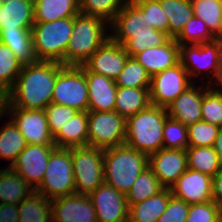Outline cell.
Here are the masks:
<instances>
[{
    "mask_svg": "<svg viewBox=\"0 0 222 222\" xmlns=\"http://www.w3.org/2000/svg\"><path fill=\"white\" fill-rule=\"evenodd\" d=\"M164 187L159 182V179L153 173L152 169L148 166L136 178L132 188L126 193V200L128 206L142 202L149 197L154 196Z\"/></svg>",
    "mask_w": 222,
    "mask_h": 222,
    "instance_id": "cell-34",
    "label": "cell"
},
{
    "mask_svg": "<svg viewBox=\"0 0 222 222\" xmlns=\"http://www.w3.org/2000/svg\"><path fill=\"white\" fill-rule=\"evenodd\" d=\"M151 77L179 63V44L170 38L165 44L147 48L133 56Z\"/></svg>",
    "mask_w": 222,
    "mask_h": 222,
    "instance_id": "cell-21",
    "label": "cell"
},
{
    "mask_svg": "<svg viewBox=\"0 0 222 222\" xmlns=\"http://www.w3.org/2000/svg\"><path fill=\"white\" fill-rule=\"evenodd\" d=\"M150 104L149 89L117 87L114 110L125 120Z\"/></svg>",
    "mask_w": 222,
    "mask_h": 222,
    "instance_id": "cell-29",
    "label": "cell"
},
{
    "mask_svg": "<svg viewBox=\"0 0 222 222\" xmlns=\"http://www.w3.org/2000/svg\"><path fill=\"white\" fill-rule=\"evenodd\" d=\"M171 196L170 188H163L154 196L129 206L128 222H157Z\"/></svg>",
    "mask_w": 222,
    "mask_h": 222,
    "instance_id": "cell-27",
    "label": "cell"
},
{
    "mask_svg": "<svg viewBox=\"0 0 222 222\" xmlns=\"http://www.w3.org/2000/svg\"><path fill=\"white\" fill-rule=\"evenodd\" d=\"M26 146L25 138L9 119L0 129V159H7L10 166Z\"/></svg>",
    "mask_w": 222,
    "mask_h": 222,
    "instance_id": "cell-35",
    "label": "cell"
},
{
    "mask_svg": "<svg viewBox=\"0 0 222 222\" xmlns=\"http://www.w3.org/2000/svg\"><path fill=\"white\" fill-rule=\"evenodd\" d=\"M33 0H13L0 4V31L32 28Z\"/></svg>",
    "mask_w": 222,
    "mask_h": 222,
    "instance_id": "cell-23",
    "label": "cell"
},
{
    "mask_svg": "<svg viewBox=\"0 0 222 222\" xmlns=\"http://www.w3.org/2000/svg\"><path fill=\"white\" fill-rule=\"evenodd\" d=\"M7 105H8V90L2 84H0V118L3 117Z\"/></svg>",
    "mask_w": 222,
    "mask_h": 222,
    "instance_id": "cell-51",
    "label": "cell"
},
{
    "mask_svg": "<svg viewBox=\"0 0 222 222\" xmlns=\"http://www.w3.org/2000/svg\"><path fill=\"white\" fill-rule=\"evenodd\" d=\"M194 16L204 21L214 36L222 35V0H190Z\"/></svg>",
    "mask_w": 222,
    "mask_h": 222,
    "instance_id": "cell-36",
    "label": "cell"
},
{
    "mask_svg": "<svg viewBox=\"0 0 222 222\" xmlns=\"http://www.w3.org/2000/svg\"><path fill=\"white\" fill-rule=\"evenodd\" d=\"M128 0H79L80 13L96 16L110 24Z\"/></svg>",
    "mask_w": 222,
    "mask_h": 222,
    "instance_id": "cell-38",
    "label": "cell"
},
{
    "mask_svg": "<svg viewBox=\"0 0 222 222\" xmlns=\"http://www.w3.org/2000/svg\"><path fill=\"white\" fill-rule=\"evenodd\" d=\"M21 69L22 65L17 60L16 55L8 46L0 42V84L9 91Z\"/></svg>",
    "mask_w": 222,
    "mask_h": 222,
    "instance_id": "cell-41",
    "label": "cell"
},
{
    "mask_svg": "<svg viewBox=\"0 0 222 222\" xmlns=\"http://www.w3.org/2000/svg\"><path fill=\"white\" fill-rule=\"evenodd\" d=\"M107 24V25H106ZM109 24L100 17L79 13L73 17V30L64 54V66H81L110 37Z\"/></svg>",
    "mask_w": 222,
    "mask_h": 222,
    "instance_id": "cell-4",
    "label": "cell"
},
{
    "mask_svg": "<svg viewBox=\"0 0 222 222\" xmlns=\"http://www.w3.org/2000/svg\"><path fill=\"white\" fill-rule=\"evenodd\" d=\"M35 192L50 200L76 193L71 149L56 147L51 152L45 176Z\"/></svg>",
    "mask_w": 222,
    "mask_h": 222,
    "instance_id": "cell-6",
    "label": "cell"
},
{
    "mask_svg": "<svg viewBox=\"0 0 222 222\" xmlns=\"http://www.w3.org/2000/svg\"><path fill=\"white\" fill-rule=\"evenodd\" d=\"M0 222H19L18 204L0 203Z\"/></svg>",
    "mask_w": 222,
    "mask_h": 222,
    "instance_id": "cell-48",
    "label": "cell"
},
{
    "mask_svg": "<svg viewBox=\"0 0 222 222\" xmlns=\"http://www.w3.org/2000/svg\"><path fill=\"white\" fill-rule=\"evenodd\" d=\"M202 121L222 128V88L210 85L201 104Z\"/></svg>",
    "mask_w": 222,
    "mask_h": 222,
    "instance_id": "cell-39",
    "label": "cell"
},
{
    "mask_svg": "<svg viewBox=\"0 0 222 222\" xmlns=\"http://www.w3.org/2000/svg\"><path fill=\"white\" fill-rule=\"evenodd\" d=\"M213 42L216 44L218 55V73L215 87L222 88V35L215 36Z\"/></svg>",
    "mask_w": 222,
    "mask_h": 222,
    "instance_id": "cell-50",
    "label": "cell"
},
{
    "mask_svg": "<svg viewBox=\"0 0 222 222\" xmlns=\"http://www.w3.org/2000/svg\"><path fill=\"white\" fill-rule=\"evenodd\" d=\"M0 169V203L20 204L35 190L16 171Z\"/></svg>",
    "mask_w": 222,
    "mask_h": 222,
    "instance_id": "cell-28",
    "label": "cell"
},
{
    "mask_svg": "<svg viewBox=\"0 0 222 222\" xmlns=\"http://www.w3.org/2000/svg\"><path fill=\"white\" fill-rule=\"evenodd\" d=\"M53 222H98L91 199L86 194H71L51 200Z\"/></svg>",
    "mask_w": 222,
    "mask_h": 222,
    "instance_id": "cell-16",
    "label": "cell"
},
{
    "mask_svg": "<svg viewBox=\"0 0 222 222\" xmlns=\"http://www.w3.org/2000/svg\"><path fill=\"white\" fill-rule=\"evenodd\" d=\"M5 113L9 115L27 144L55 145L44 110L6 108L4 115Z\"/></svg>",
    "mask_w": 222,
    "mask_h": 222,
    "instance_id": "cell-12",
    "label": "cell"
},
{
    "mask_svg": "<svg viewBox=\"0 0 222 222\" xmlns=\"http://www.w3.org/2000/svg\"><path fill=\"white\" fill-rule=\"evenodd\" d=\"M73 30V17L52 22H34L31 33L36 57L39 61H55L64 65Z\"/></svg>",
    "mask_w": 222,
    "mask_h": 222,
    "instance_id": "cell-5",
    "label": "cell"
},
{
    "mask_svg": "<svg viewBox=\"0 0 222 222\" xmlns=\"http://www.w3.org/2000/svg\"><path fill=\"white\" fill-rule=\"evenodd\" d=\"M34 22H52L80 13L79 0H33Z\"/></svg>",
    "mask_w": 222,
    "mask_h": 222,
    "instance_id": "cell-26",
    "label": "cell"
},
{
    "mask_svg": "<svg viewBox=\"0 0 222 222\" xmlns=\"http://www.w3.org/2000/svg\"><path fill=\"white\" fill-rule=\"evenodd\" d=\"M57 148H76L88 145V111H78L53 137Z\"/></svg>",
    "mask_w": 222,
    "mask_h": 222,
    "instance_id": "cell-24",
    "label": "cell"
},
{
    "mask_svg": "<svg viewBox=\"0 0 222 222\" xmlns=\"http://www.w3.org/2000/svg\"><path fill=\"white\" fill-rule=\"evenodd\" d=\"M188 128V146L210 147L214 145L220 127L205 121H198Z\"/></svg>",
    "mask_w": 222,
    "mask_h": 222,
    "instance_id": "cell-43",
    "label": "cell"
},
{
    "mask_svg": "<svg viewBox=\"0 0 222 222\" xmlns=\"http://www.w3.org/2000/svg\"><path fill=\"white\" fill-rule=\"evenodd\" d=\"M88 84V111H114L117 86L115 80L89 72L84 67Z\"/></svg>",
    "mask_w": 222,
    "mask_h": 222,
    "instance_id": "cell-20",
    "label": "cell"
},
{
    "mask_svg": "<svg viewBox=\"0 0 222 222\" xmlns=\"http://www.w3.org/2000/svg\"><path fill=\"white\" fill-rule=\"evenodd\" d=\"M168 117L164 107L150 104L126 119L125 145L148 156L163 148V126Z\"/></svg>",
    "mask_w": 222,
    "mask_h": 222,
    "instance_id": "cell-2",
    "label": "cell"
},
{
    "mask_svg": "<svg viewBox=\"0 0 222 222\" xmlns=\"http://www.w3.org/2000/svg\"><path fill=\"white\" fill-rule=\"evenodd\" d=\"M186 155L188 169L208 174L211 177H214L222 169V162L213 146H188Z\"/></svg>",
    "mask_w": 222,
    "mask_h": 222,
    "instance_id": "cell-33",
    "label": "cell"
},
{
    "mask_svg": "<svg viewBox=\"0 0 222 222\" xmlns=\"http://www.w3.org/2000/svg\"><path fill=\"white\" fill-rule=\"evenodd\" d=\"M213 177L192 169H187L170 187L172 196L187 204L212 201Z\"/></svg>",
    "mask_w": 222,
    "mask_h": 222,
    "instance_id": "cell-18",
    "label": "cell"
},
{
    "mask_svg": "<svg viewBox=\"0 0 222 222\" xmlns=\"http://www.w3.org/2000/svg\"><path fill=\"white\" fill-rule=\"evenodd\" d=\"M0 42L8 46L22 66L37 63L31 28L1 30Z\"/></svg>",
    "mask_w": 222,
    "mask_h": 222,
    "instance_id": "cell-25",
    "label": "cell"
},
{
    "mask_svg": "<svg viewBox=\"0 0 222 222\" xmlns=\"http://www.w3.org/2000/svg\"><path fill=\"white\" fill-rule=\"evenodd\" d=\"M110 38L120 43L130 57L144 51L147 48L157 47L165 44L171 37L154 27H146L139 33H108Z\"/></svg>",
    "mask_w": 222,
    "mask_h": 222,
    "instance_id": "cell-22",
    "label": "cell"
},
{
    "mask_svg": "<svg viewBox=\"0 0 222 222\" xmlns=\"http://www.w3.org/2000/svg\"><path fill=\"white\" fill-rule=\"evenodd\" d=\"M222 210L212 200L189 205L186 222H221Z\"/></svg>",
    "mask_w": 222,
    "mask_h": 222,
    "instance_id": "cell-45",
    "label": "cell"
},
{
    "mask_svg": "<svg viewBox=\"0 0 222 222\" xmlns=\"http://www.w3.org/2000/svg\"><path fill=\"white\" fill-rule=\"evenodd\" d=\"M213 148L218 154L220 161L222 162V128H220L218 136L215 139Z\"/></svg>",
    "mask_w": 222,
    "mask_h": 222,
    "instance_id": "cell-52",
    "label": "cell"
},
{
    "mask_svg": "<svg viewBox=\"0 0 222 222\" xmlns=\"http://www.w3.org/2000/svg\"><path fill=\"white\" fill-rule=\"evenodd\" d=\"M64 67L55 61L24 65L8 91L6 108L44 110L51 102L58 72Z\"/></svg>",
    "mask_w": 222,
    "mask_h": 222,
    "instance_id": "cell-1",
    "label": "cell"
},
{
    "mask_svg": "<svg viewBox=\"0 0 222 222\" xmlns=\"http://www.w3.org/2000/svg\"><path fill=\"white\" fill-rule=\"evenodd\" d=\"M148 166L164 188H170L188 169L186 149H165L149 155Z\"/></svg>",
    "mask_w": 222,
    "mask_h": 222,
    "instance_id": "cell-17",
    "label": "cell"
},
{
    "mask_svg": "<svg viewBox=\"0 0 222 222\" xmlns=\"http://www.w3.org/2000/svg\"><path fill=\"white\" fill-rule=\"evenodd\" d=\"M148 163L147 154L125 144L104 149L105 183L126 194Z\"/></svg>",
    "mask_w": 222,
    "mask_h": 222,
    "instance_id": "cell-3",
    "label": "cell"
},
{
    "mask_svg": "<svg viewBox=\"0 0 222 222\" xmlns=\"http://www.w3.org/2000/svg\"><path fill=\"white\" fill-rule=\"evenodd\" d=\"M55 148V145L27 144L9 167L36 190L45 176L49 156Z\"/></svg>",
    "mask_w": 222,
    "mask_h": 222,
    "instance_id": "cell-13",
    "label": "cell"
},
{
    "mask_svg": "<svg viewBox=\"0 0 222 222\" xmlns=\"http://www.w3.org/2000/svg\"><path fill=\"white\" fill-rule=\"evenodd\" d=\"M212 200L222 210V169L213 177V181H212Z\"/></svg>",
    "mask_w": 222,
    "mask_h": 222,
    "instance_id": "cell-49",
    "label": "cell"
},
{
    "mask_svg": "<svg viewBox=\"0 0 222 222\" xmlns=\"http://www.w3.org/2000/svg\"><path fill=\"white\" fill-rule=\"evenodd\" d=\"M179 63L188 72L190 80H197L200 74H203L201 76L208 77L210 85L216 84L218 55L213 41L202 44H179Z\"/></svg>",
    "mask_w": 222,
    "mask_h": 222,
    "instance_id": "cell-10",
    "label": "cell"
},
{
    "mask_svg": "<svg viewBox=\"0 0 222 222\" xmlns=\"http://www.w3.org/2000/svg\"><path fill=\"white\" fill-rule=\"evenodd\" d=\"M146 13L147 25L168 34V17L159 0H133Z\"/></svg>",
    "mask_w": 222,
    "mask_h": 222,
    "instance_id": "cell-44",
    "label": "cell"
},
{
    "mask_svg": "<svg viewBox=\"0 0 222 222\" xmlns=\"http://www.w3.org/2000/svg\"><path fill=\"white\" fill-rule=\"evenodd\" d=\"M45 116L48 122L49 131L54 137L68 120L78 112L74 108L64 105L50 103L45 109Z\"/></svg>",
    "mask_w": 222,
    "mask_h": 222,
    "instance_id": "cell-46",
    "label": "cell"
},
{
    "mask_svg": "<svg viewBox=\"0 0 222 222\" xmlns=\"http://www.w3.org/2000/svg\"><path fill=\"white\" fill-rule=\"evenodd\" d=\"M75 190L77 194L89 195L104 179V149L93 146L71 148Z\"/></svg>",
    "mask_w": 222,
    "mask_h": 222,
    "instance_id": "cell-7",
    "label": "cell"
},
{
    "mask_svg": "<svg viewBox=\"0 0 222 222\" xmlns=\"http://www.w3.org/2000/svg\"><path fill=\"white\" fill-rule=\"evenodd\" d=\"M128 57L125 48L109 37L83 66L91 73L115 80L124 69Z\"/></svg>",
    "mask_w": 222,
    "mask_h": 222,
    "instance_id": "cell-15",
    "label": "cell"
},
{
    "mask_svg": "<svg viewBox=\"0 0 222 222\" xmlns=\"http://www.w3.org/2000/svg\"><path fill=\"white\" fill-rule=\"evenodd\" d=\"M196 81L182 92L168 107L167 114L185 126L202 120L201 104L205 90L210 86L195 85Z\"/></svg>",
    "mask_w": 222,
    "mask_h": 222,
    "instance_id": "cell-19",
    "label": "cell"
},
{
    "mask_svg": "<svg viewBox=\"0 0 222 222\" xmlns=\"http://www.w3.org/2000/svg\"><path fill=\"white\" fill-rule=\"evenodd\" d=\"M88 196L96 211L98 222H128L129 206L126 194L104 182Z\"/></svg>",
    "mask_w": 222,
    "mask_h": 222,
    "instance_id": "cell-14",
    "label": "cell"
},
{
    "mask_svg": "<svg viewBox=\"0 0 222 222\" xmlns=\"http://www.w3.org/2000/svg\"><path fill=\"white\" fill-rule=\"evenodd\" d=\"M109 25L113 33H139L149 27L146 13L133 0L126 2Z\"/></svg>",
    "mask_w": 222,
    "mask_h": 222,
    "instance_id": "cell-30",
    "label": "cell"
},
{
    "mask_svg": "<svg viewBox=\"0 0 222 222\" xmlns=\"http://www.w3.org/2000/svg\"><path fill=\"white\" fill-rule=\"evenodd\" d=\"M188 211L189 204L171 196L165 212L158 218L157 222H186Z\"/></svg>",
    "mask_w": 222,
    "mask_h": 222,
    "instance_id": "cell-47",
    "label": "cell"
},
{
    "mask_svg": "<svg viewBox=\"0 0 222 222\" xmlns=\"http://www.w3.org/2000/svg\"><path fill=\"white\" fill-rule=\"evenodd\" d=\"M126 120L115 110L88 111V145L107 149L125 143Z\"/></svg>",
    "mask_w": 222,
    "mask_h": 222,
    "instance_id": "cell-9",
    "label": "cell"
},
{
    "mask_svg": "<svg viewBox=\"0 0 222 222\" xmlns=\"http://www.w3.org/2000/svg\"><path fill=\"white\" fill-rule=\"evenodd\" d=\"M8 1H13V0H0L1 3H6Z\"/></svg>",
    "mask_w": 222,
    "mask_h": 222,
    "instance_id": "cell-53",
    "label": "cell"
},
{
    "mask_svg": "<svg viewBox=\"0 0 222 222\" xmlns=\"http://www.w3.org/2000/svg\"><path fill=\"white\" fill-rule=\"evenodd\" d=\"M214 38L204 21L193 16L175 40L178 44H202L212 42Z\"/></svg>",
    "mask_w": 222,
    "mask_h": 222,
    "instance_id": "cell-40",
    "label": "cell"
},
{
    "mask_svg": "<svg viewBox=\"0 0 222 222\" xmlns=\"http://www.w3.org/2000/svg\"><path fill=\"white\" fill-rule=\"evenodd\" d=\"M51 200L33 192L18 205L19 222H50Z\"/></svg>",
    "mask_w": 222,
    "mask_h": 222,
    "instance_id": "cell-32",
    "label": "cell"
},
{
    "mask_svg": "<svg viewBox=\"0 0 222 222\" xmlns=\"http://www.w3.org/2000/svg\"><path fill=\"white\" fill-rule=\"evenodd\" d=\"M194 83L188 72L180 64L168 68L151 77L150 102L167 108L182 92Z\"/></svg>",
    "mask_w": 222,
    "mask_h": 222,
    "instance_id": "cell-11",
    "label": "cell"
},
{
    "mask_svg": "<svg viewBox=\"0 0 222 222\" xmlns=\"http://www.w3.org/2000/svg\"><path fill=\"white\" fill-rule=\"evenodd\" d=\"M162 10L168 17V35L176 38L186 23L194 16L190 0H159Z\"/></svg>",
    "mask_w": 222,
    "mask_h": 222,
    "instance_id": "cell-31",
    "label": "cell"
},
{
    "mask_svg": "<svg viewBox=\"0 0 222 222\" xmlns=\"http://www.w3.org/2000/svg\"><path fill=\"white\" fill-rule=\"evenodd\" d=\"M151 76L134 58L128 57L124 69L115 79L117 87L150 89Z\"/></svg>",
    "mask_w": 222,
    "mask_h": 222,
    "instance_id": "cell-37",
    "label": "cell"
},
{
    "mask_svg": "<svg viewBox=\"0 0 222 222\" xmlns=\"http://www.w3.org/2000/svg\"><path fill=\"white\" fill-rule=\"evenodd\" d=\"M51 103L88 111V84L83 65L64 66L58 72Z\"/></svg>",
    "mask_w": 222,
    "mask_h": 222,
    "instance_id": "cell-8",
    "label": "cell"
},
{
    "mask_svg": "<svg viewBox=\"0 0 222 222\" xmlns=\"http://www.w3.org/2000/svg\"><path fill=\"white\" fill-rule=\"evenodd\" d=\"M188 128L179 121L167 117L163 126V148L187 149Z\"/></svg>",
    "mask_w": 222,
    "mask_h": 222,
    "instance_id": "cell-42",
    "label": "cell"
}]
</instances>
